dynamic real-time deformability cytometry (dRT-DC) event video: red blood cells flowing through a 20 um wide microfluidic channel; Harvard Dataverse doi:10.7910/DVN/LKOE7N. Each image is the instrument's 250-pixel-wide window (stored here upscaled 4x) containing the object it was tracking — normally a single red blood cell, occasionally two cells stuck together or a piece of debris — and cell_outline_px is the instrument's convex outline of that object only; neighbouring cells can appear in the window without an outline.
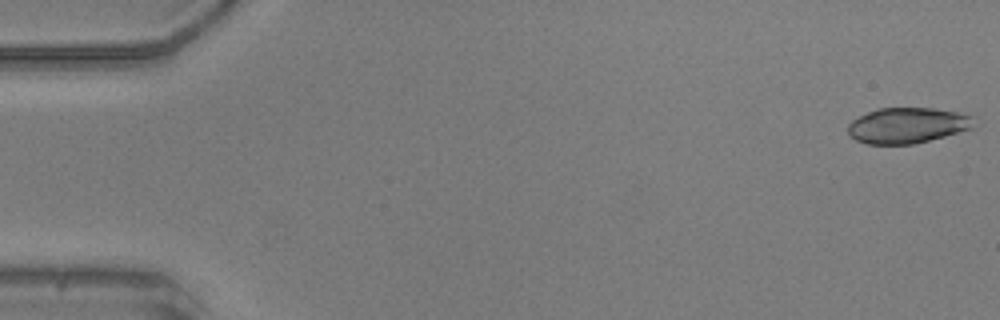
{"species": "common noctule bat (a hibernating species)", "species_latin": "Nyctalus noctula", "temperature_condition": "warm", "stored_images_in_passage": 51, "camera_frame_rate_fps": 3000, "um_per_image_px": 0.085, "animal": {"sex": "male", "body_mass_g": 20.5, "forearm_length_mm": 52.5}, "frame": {"image": 1, "passage_image": 1, "time_ms": 0.0, "image_size_px": [1000, 320], "cell_outline_px": [[972, 128], [944, 136], [912, 144], [868, 144], [856, 140], [848, 136], [848, 124], [852, 120], [876, 108], [932, 108], [956, 112], [972, 116]], "centroid_in_image_um": [77.06, 10.66], "position_along_channel_um": 7.9, "area_um2": 25.89}}
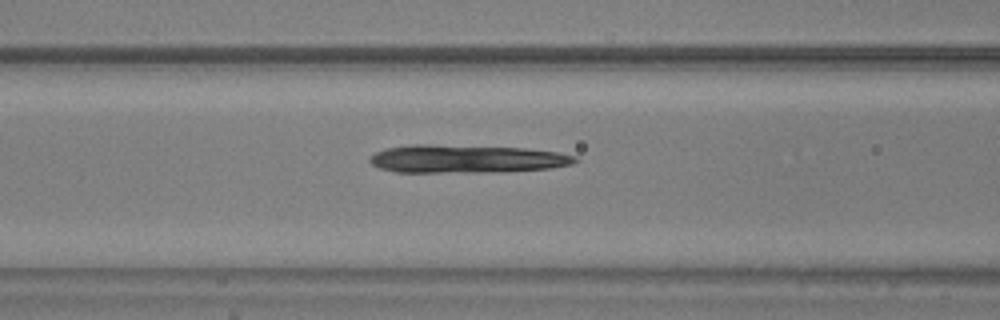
{"frame": {"image": 2, "passage_image": 21, "time_ms": 6.667, "image_size_px": [1000, 320], "cell_outline_px": [[580, 160], [572, 164], [552, 168], [484, 172], [396, 172], [380, 168], [372, 164], [368, 160], [376, 152], [384, 148], [412, 144], [428, 144], [524, 148], [560, 152], [576, 156]], "centroid_in_image_um": [39.65, 13.49], "position_along_channel_um": 127.0, "area_um2": 33.64}}
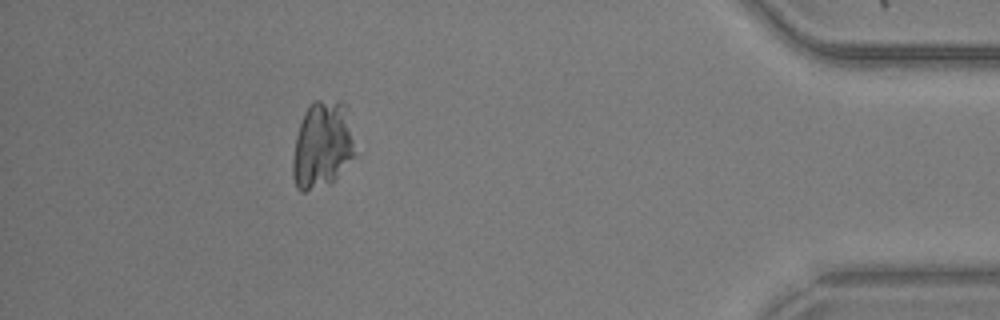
{"frame": {"image": 3, "passage_image": 46, "time_ms": 15.0, "image_size_px": [1000, 320], "cell_outline_px": [[352, 156], [332, 184], [304, 192], [300, 192], [296, 188], [292, 176], [292, 160], [296, 136], [304, 112], [316, 100], [344, 100], [348, 104], [352, 140]], "centroid_in_image_um": [27.36, 12.32], "position_along_channel_um": 407.8, "area_um2": 31.56}}